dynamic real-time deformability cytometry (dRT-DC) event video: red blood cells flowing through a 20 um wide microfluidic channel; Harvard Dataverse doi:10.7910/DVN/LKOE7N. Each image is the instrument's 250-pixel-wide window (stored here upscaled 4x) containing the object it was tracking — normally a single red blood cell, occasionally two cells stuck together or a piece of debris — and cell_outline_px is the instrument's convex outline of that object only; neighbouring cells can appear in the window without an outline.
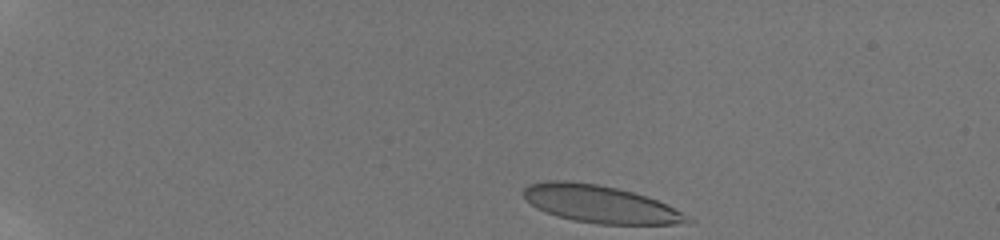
{"species": "human", "species_latin": "Homo sapiens", "temperature_condition": "room temperature", "stored_images_in_passage": 18, "camera_frame_rate_fps": 3000, "um_per_image_px": 0.085, "donor": {"sex": "male"}, "frame": {"image": 1, "passage_image": 1, "time_ms": 0.0, "image_size_px": [1000, 240], "cell_outline_px": [[696, 220], [692, 224], [600, 224], [576, 220], [556, 216], [544, 212], [536, 208], [524, 196], [524, 188], [528, 184], [544, 180], [568, 180], [596, 184], [616, 188], [632, 192], [656, 200], [692, 216]], "centroid_in_image_um": [51.06, 17.35], "position_along_channel_um": 33.9, "area_um2": 35.84}}
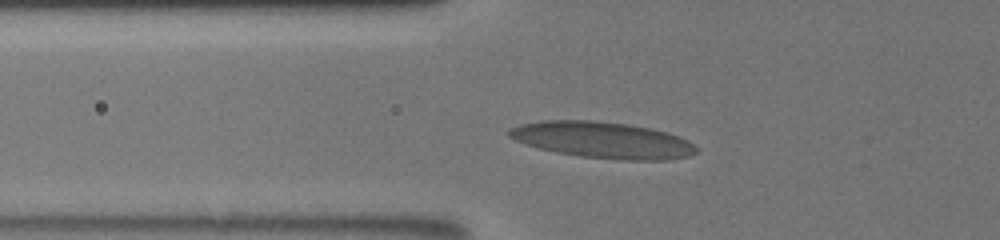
{"frame": {"image": 2, "passage_image": 12, "time_ms": 3.667, "image_size_px": [1000, 240], "cell_outline_px": [[700, 152], [688, 156], [668, 160], [620, 160], [580, 156], [556, 152], [540, 148], [516, 140], [508, 136], [508, 128], [520, 124], [540, 120], [592, 120], [628, 124], [668, 132], [680, 136], [688, 140]], "centroid_in_image_um": [51.24, 11.9], "position_along_channel_um": 74.6, "area_um2": 39.71}}
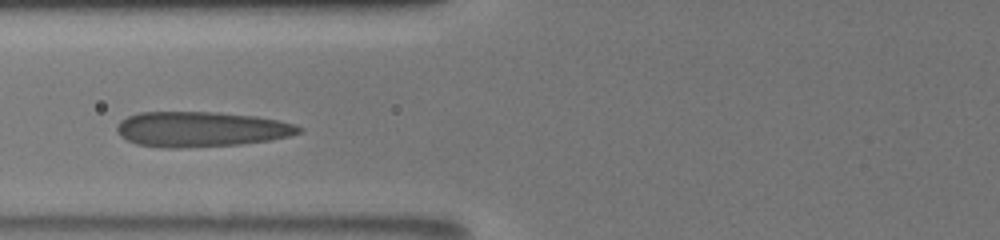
{"frame": {"image": 3, "passage_image": 15, "time_ms": 4.667, "image_size_px": [1000, 240], "cell_outline_px": [[304, 128], [300, 132], [288, 136], [272, 140], [240, 144], [180, 148], [164, 148], [136, 144], [120, 136], [116, 132], [116, 124], [120, 120], [128, 116], [140, 112], [220, 112], [256, 116], [280, 120]], "centroid_in_image_um": [17.06, 10.98], "position_along_channel_um": 108.7, "area_um2": 37.57}}